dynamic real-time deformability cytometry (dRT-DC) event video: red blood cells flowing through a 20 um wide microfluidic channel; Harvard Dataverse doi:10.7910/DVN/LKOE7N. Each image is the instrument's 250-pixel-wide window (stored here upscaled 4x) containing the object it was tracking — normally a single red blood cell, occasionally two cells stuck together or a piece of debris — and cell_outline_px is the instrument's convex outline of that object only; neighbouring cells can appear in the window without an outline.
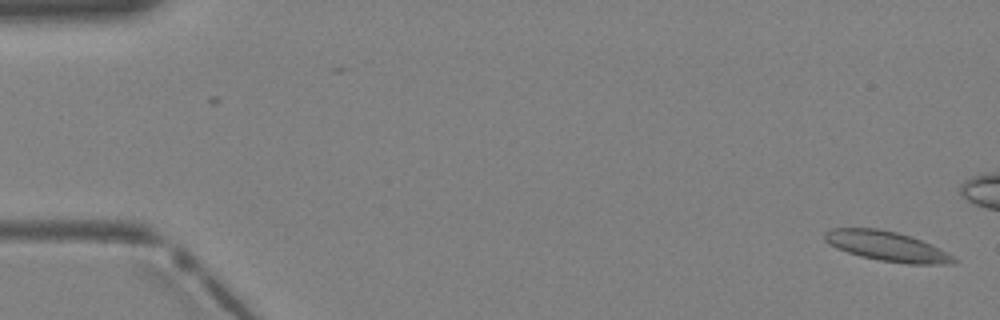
{"species": "Egyptian fruit bat (a non-hibernating species)", "species_latin": "Rousettus aegyptiacus", "temperature_condition": "warm", "stored_images_in_passage": 2, "camera_frame_rate_fps": 3000, "um_per_image_px": 0.085, "animal": {"sex": "female"}, "frame": {"image": 1, "passage_image": 2, "time_ms": 0.333, "image_size_px": [1000, 320], "cell_outline_px": [[960, 260], [952, 264], [908, 264], [880, 260], [860, 256], [836, 248], [824, 240], [824, 232], [832, 228], [876, 228], [896, 232], [912, 236], [948, 252]], "centroid_in_image_um": [75.42, 20.93], "position_along_channel_um": 9.6, "area_um2": 22.48}}